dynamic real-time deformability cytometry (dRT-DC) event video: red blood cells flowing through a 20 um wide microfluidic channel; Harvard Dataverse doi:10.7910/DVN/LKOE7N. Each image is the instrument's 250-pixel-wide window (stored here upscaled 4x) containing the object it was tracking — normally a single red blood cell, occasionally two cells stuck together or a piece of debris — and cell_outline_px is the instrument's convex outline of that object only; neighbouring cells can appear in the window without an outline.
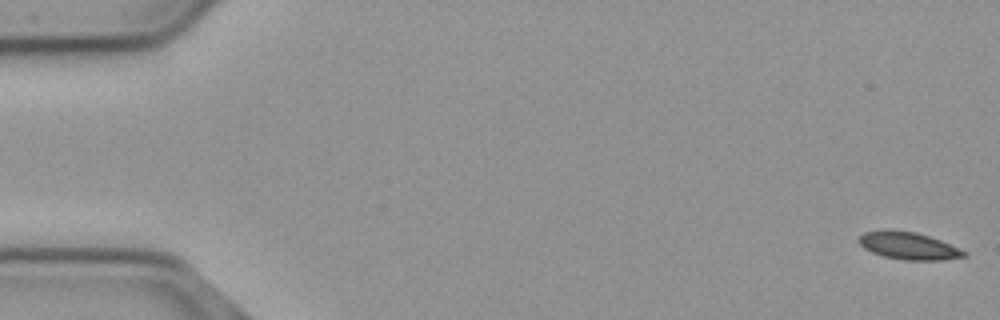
{"species": "common noctule bat (a hibernating species)", "species_latin": "Nyctalus noctula", "temperature_condition": "cold", "stored_images_in_passage": 57, "camera_frame_rate_fps": 3000, "um_per_image_px": 0.085, "animal": {"sex": "male", "body_mass_g": 23.1, "forearm_length_mm": 52.7}, "frame": {"image": 1, "passage_image": 1, "time_ms": 0.0, "image_size_px": [1000, 320], "cell_outline_px": [[968, 256], [940, 260], [904, 260], [884, 256], [872, 252], [864, 248], [856, 240], [864, 232], [884, 228], [888, 228], [916, 232], [940, 240], [968, 252]], "centroid_in_image_um": [77.19, 20.87], "position_along_channel_um": 7.8, "area_um2": 16.99}}
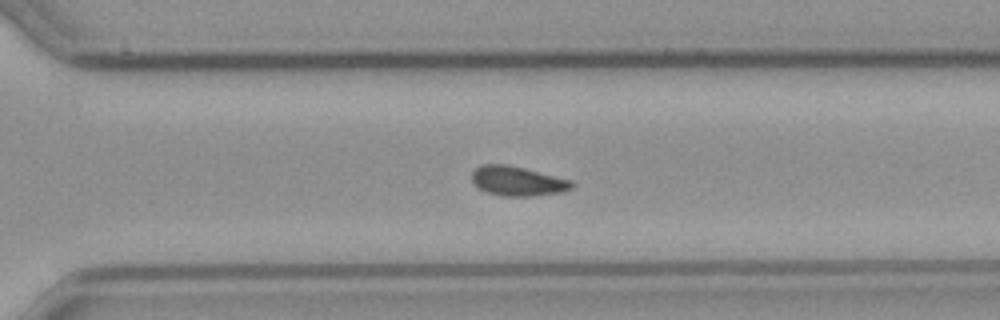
{"frame": {"image": 2, "passage_image": 39, "time_ms": 12.667, "image_size_px": [1000, 320], "cell_outline_px": [[576, 184], [572, 188], [564, 192], [532, 196], [500, 196], [488, 192], [480, 188], [472, 180], [472, 172], [480, 164], [504, 164], [524, 168], [572, 180]], "centroid_in_image_um": [44.03, 15.39], "position_along_channel_um": 326.6, "area_um2": 17.22}}
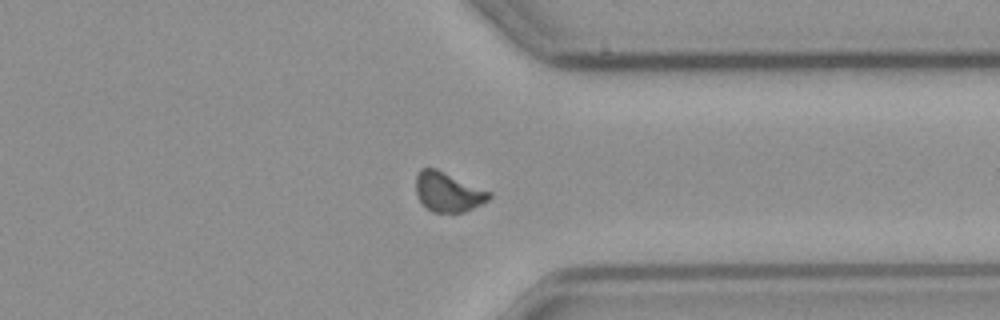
{"frame": {"image": 3, "passage_image": 43, "time_ms": 14.0, "image_size_px": [1000, 320], "cell_outline_px": [[492, 196], [488, 200], [464, 212], [432, 212], [420, 200], [416, 192], [416, 176], [420, 168], [436, 168], [492, 192]], "centroid_in_image_um": [38.09, 16.3], "position_along_channel_um": 373.3, "area_um2": 16.76}, "authors_computed_cell_mechanics": {"area_um2": 16.9354, "velocity_mm_per_s": 3.6842, "shape_relaxation_time_tau1_ms": null, "shape_relaxation_time_tau2_ms": 10.4796, "deformation_change_tau1": null, "deformation_change_tau2": 0.1376}}